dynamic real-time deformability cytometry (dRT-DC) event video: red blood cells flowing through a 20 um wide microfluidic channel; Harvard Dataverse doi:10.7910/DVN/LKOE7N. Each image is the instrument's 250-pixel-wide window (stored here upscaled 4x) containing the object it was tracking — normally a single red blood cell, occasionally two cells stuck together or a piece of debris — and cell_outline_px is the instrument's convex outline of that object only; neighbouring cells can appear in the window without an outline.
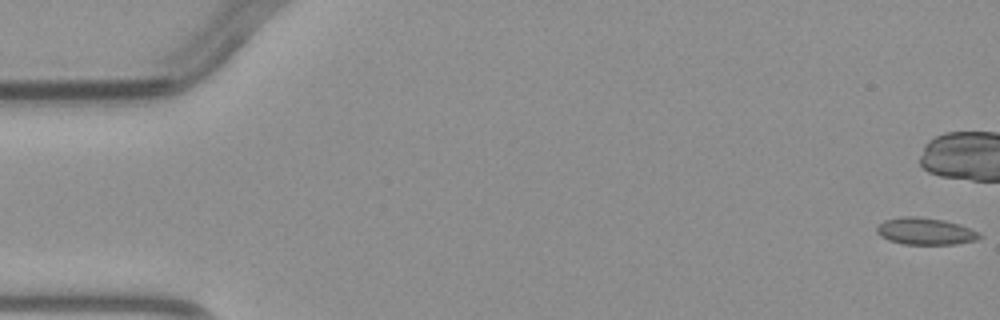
{"species": "common noctule bat (a hibernating species)", "species_latin": "Nyctalus noctula", "temperature_condition": "warm", "stored_images_in_passage": 7, "camera_frame_rate_fps": 3000, "um_per_image_px": 0.085, "animal": {"sex": "male", "body_mass_g": 23.1, "forearm_length_mm": 52.7}, "frame": {"image": 1, "passage_image": 1, "time_ms": 0.0, "image_size_px": [1000, 320], "cell_outline_px": [[980, 236], [976, 240], [956, 244], [904, 244], [888, 240], [880, 236], [876, 232], [876, 228], [884, 220], [900, 216], [916, 216], [944, 220], [960, 224], [980, 232]], "centroid_in_image_um": [78.64, 19.65], "position_along_channel_um": 6.4, "area_um2": 16.18}}